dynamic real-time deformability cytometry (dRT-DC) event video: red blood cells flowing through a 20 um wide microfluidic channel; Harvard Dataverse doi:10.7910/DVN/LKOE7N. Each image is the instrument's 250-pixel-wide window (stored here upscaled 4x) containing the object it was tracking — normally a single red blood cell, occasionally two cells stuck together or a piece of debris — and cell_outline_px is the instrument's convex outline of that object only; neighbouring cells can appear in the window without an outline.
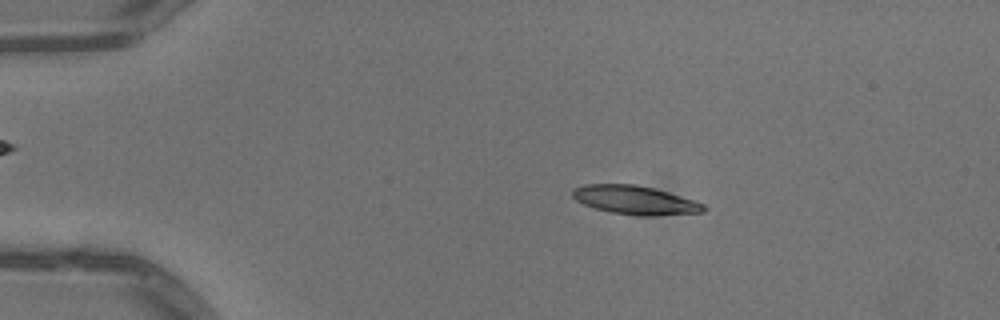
{"species": "common noctule bat (a hibernating species)", "species_latin": "Nyctalus noctula", "temperature_condition": "warm", "stored_images_in_passage": 46, "camera_frame_rate_fps": 3000, "um_per_image_px": 0.085, "animal": {"sex": "male", "body_mass_g": 13.3}, "frame": {"image": 1, "passage_image": 5, "time_ms": 1.333, "image_size_px": [1000, 320], "cell_outline_px": [[708, 208], [704, 212], [652, 216], [640, 216], [612, 212], [596, 208], [584, 204], [576, 200], [572, 196], [572, 188], [584, 184], [636, 184], [668, 192], [704, 204]], "centroid_in_image_um": [53.97, 17.0], "position_along_channel_um": 31.0, "area_um2": 21.85}}
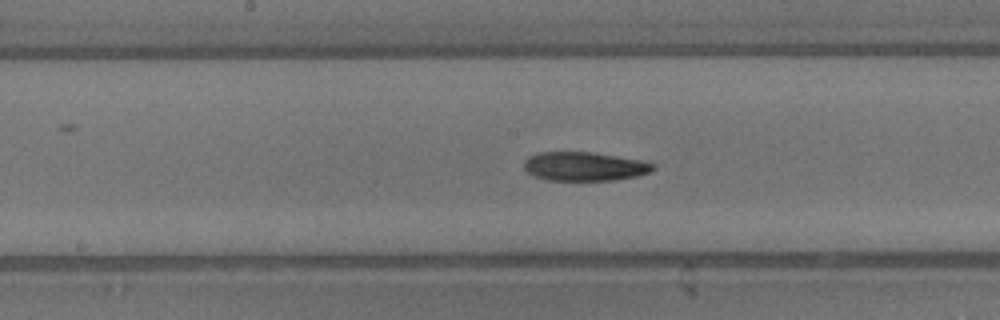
{"frame": {"image": 2, "passage_image": 22, "time_ms": 7.0, "image_size_px": [1000, 320], "cell_outline_px": [[656, 168], [648, 172], [636, 176], [616, 180], [548, 180], [536, 176], [528, 172], [524, 168], [524, 160], [528, 156], [536, 152], [592, 152], [640, 160], [656, 164]], "centroid_in_image_um": [49.66, 14.13], "position_along_channel_um": 198.5, "area_um2": 21.68}}
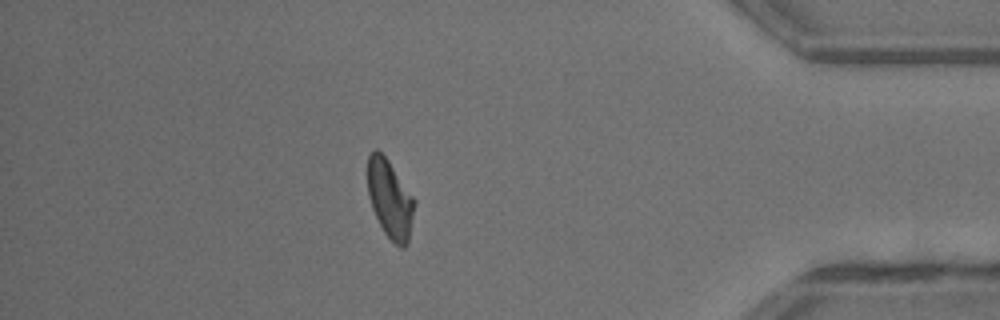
{"frame": {"image": 3, "passage_image": 40, "time_ms": 13.0, "image_size_px": [1000, 320], "cell_outline_px": [[416, 204], [408, 244], [404, 248], [400, 248], [384, 232], [372, 208], [368, 196], [368, 156], [376, 148], [388, 160], [416, 200]], "centroid_in_image_um": [33.17, 16.94], "position_along_channel_um": 402.0, "area_um2": 21.33}, "authors_computed_cell_mechanics": {"area_um2": 21.8484, "velocity_mm_per_s": 4.056, "shape_relaxation_time_tau1_ms": 6.7542, "shape_relaxation_time_tau2_ms": 3.08, "deformation_change_tau1": 0.2307, "deformation_change_tau2": 0.1105}}